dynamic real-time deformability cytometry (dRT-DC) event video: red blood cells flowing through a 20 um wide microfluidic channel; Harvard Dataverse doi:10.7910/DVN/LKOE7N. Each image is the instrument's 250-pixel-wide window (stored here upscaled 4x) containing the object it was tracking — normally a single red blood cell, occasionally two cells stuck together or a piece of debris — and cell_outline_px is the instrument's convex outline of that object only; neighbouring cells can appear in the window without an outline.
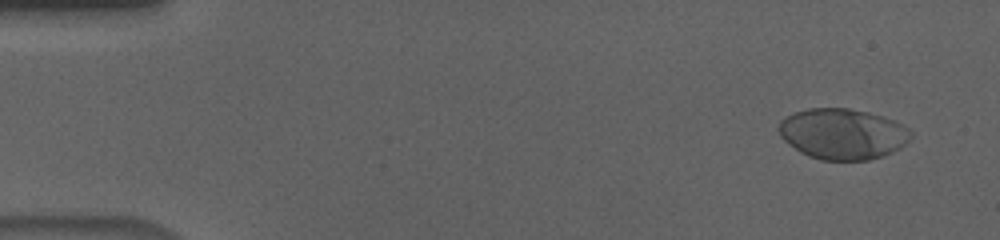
{"species": "human", "species_latin": "Homo sapiens", "temperature_condition": "cold", "stored_images_in_passage": 57, "camera_frame_rate_fps": 3000, "um_per_image_px": 0.085, "donor": {"sex": "male"}, "frame": {"image": 1, "passage_image": 4, "time_ms": 1.0, "image_size_px": [1000, 240], "cell_outline_px": [[912, 136], [900, 148], [884, 156], [868, 160], [820, 160], [808, 156], [800, 152], [788, 144], [780, 136], [776, 128], [780, 120], [792, 112], [808, 108], [848, 108], [868, 112], [904, 124], [912, 132]], "centroid_in_image_um": [71.59, 11.38], "position_along_channel_um": 13.4, "area_um2": 39.42}}
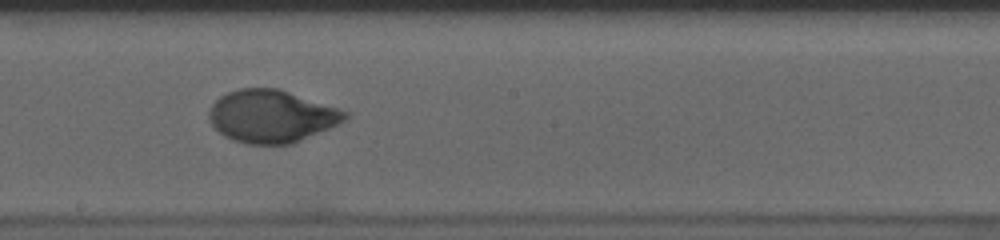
{"frame": {"image": 2, "passage_image": 32, "time_ms": 10.333, "image_size_px": [1000, 240], "cell_outline_px": [[352, 112], [344, 120], [328, 128], [292, 144], [248, 144], [232, 140], [224, 136], [212, 124], [208, 116], [208, 112], [212, 104], [220, 96], [228, 92], [240, 88], [280, 88]], "centroid_in_image_um": [23.09, 9.86], "position_along_channel_um": 225.1, "area_um2": 41.73}}
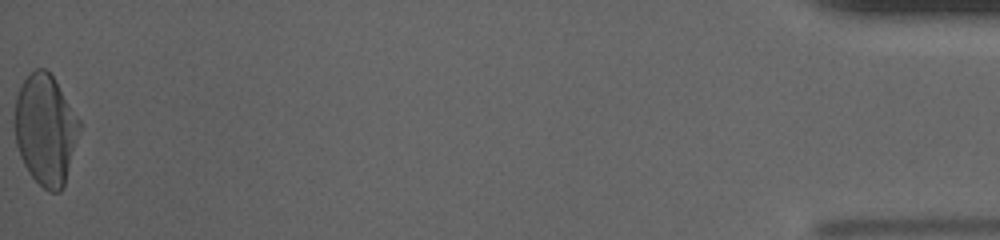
{"frame": {"image": 3, "passage_image": 57, "time_ms": 18.667, "image_size_px": [1000, 240], "cell_outline_px": [[80, 128], [64, 184], [60, 192], [48, 192], [28, 172], [20, 156], [16, 144], [16, 96], [20, 84], [36, 68], [44, 68], [52, 76], [80, 120]], "centroid_in_image_um": [3.86, 11.02], "position_along_channel_um": 431.3, "area_um2": 40.92}, "authors_computed_cell_mechanics": {"area_um2": 40.2866, "velocity_mm_per_s": 3.6307, "shape_relaxation_time_tau1_ms": 4.6377, "shape_relaxation_time_tau2_ms": null, "deformation_change_tau1": 0.1801, "deformation_change_tau2": null}}